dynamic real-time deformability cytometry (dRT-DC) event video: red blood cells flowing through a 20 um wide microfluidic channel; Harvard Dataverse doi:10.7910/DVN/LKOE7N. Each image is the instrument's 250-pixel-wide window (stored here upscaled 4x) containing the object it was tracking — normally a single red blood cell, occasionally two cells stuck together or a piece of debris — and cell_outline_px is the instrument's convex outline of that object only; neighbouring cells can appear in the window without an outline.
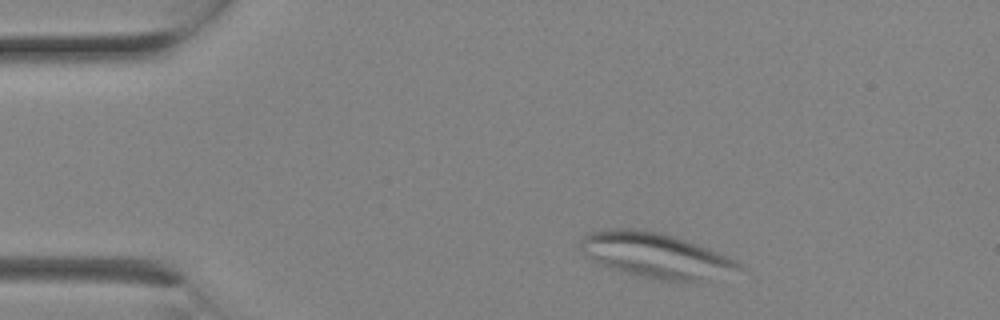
{"species": "Egyptian fruit bat (a non-hibernating species)", "species_latin": "Rousettus aegyptiacus", "temperature_condition": "room temperature", "stored_images_in_passage": 2, "camera_frame_rate_fps": 3000, "um_per_image_px": 0.085, "animal": {"sex": "female"}, "frame": {"image": 1, "passage_image": 2, "time_ms": 0.333, "image_size_px": [1000, 320], "cell_outline_px": [[744, 268], [716, 280], [656, 280], [640, 276], [612, 268], [588, 256], [580, 248], [580, 240], [588, 232], [608, 228], [632, 228], [660, 232], [708, 248], [736, 260]], "centroid_in_image_um": [55.78, 21.7], "position_along_channel_um": 29.2, "area_um2": 41.15}}